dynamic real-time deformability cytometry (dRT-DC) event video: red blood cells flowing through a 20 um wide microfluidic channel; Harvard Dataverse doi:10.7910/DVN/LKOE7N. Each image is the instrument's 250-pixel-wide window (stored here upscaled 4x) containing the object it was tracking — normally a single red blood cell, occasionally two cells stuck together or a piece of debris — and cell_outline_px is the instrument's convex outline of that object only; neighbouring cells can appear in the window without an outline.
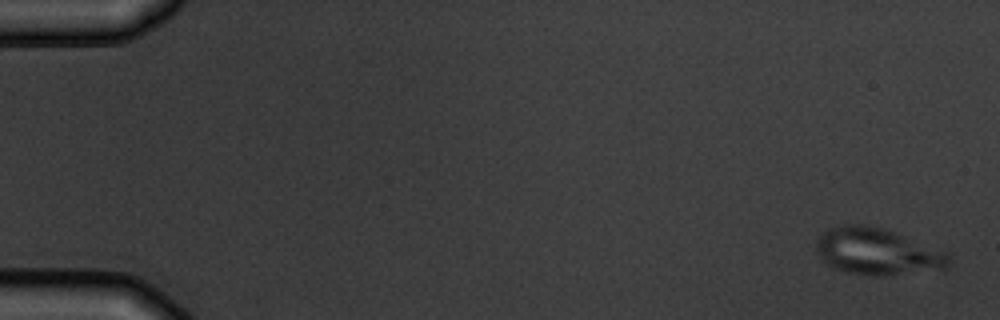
{"species": "common noctule bat (a hibernating species)", "species_latin": "Nyctalus noctula", "temperature_condition": "warm", "stored_images_in_passage": 8, "camera_frame_rate_fps": 3000, "um_per_image_px": 0.085, "animal": {"sex": "male", "body_mass_g": 19.5, "forearm_length_mm": 54.6}, "frame": {"image": 1, "passage_image": 1, "time_ms": 0.0, "image_size_px": [1000, 320], "cell_outline_px": [[952, 260], [948, 268], [888, 276], [868, 276], [844, 272], [832, 268], [820, 260], [816, 252], [816, 244], [820, 236], [828, 228], [836, 224], [864, 224], [880, 228], [904, 236], [948, 252], [952, 256]], "centroid_in_image_um": [74.55, 21.41], "position_along_channel_um": 10.5, "area_um2": 36.65}}